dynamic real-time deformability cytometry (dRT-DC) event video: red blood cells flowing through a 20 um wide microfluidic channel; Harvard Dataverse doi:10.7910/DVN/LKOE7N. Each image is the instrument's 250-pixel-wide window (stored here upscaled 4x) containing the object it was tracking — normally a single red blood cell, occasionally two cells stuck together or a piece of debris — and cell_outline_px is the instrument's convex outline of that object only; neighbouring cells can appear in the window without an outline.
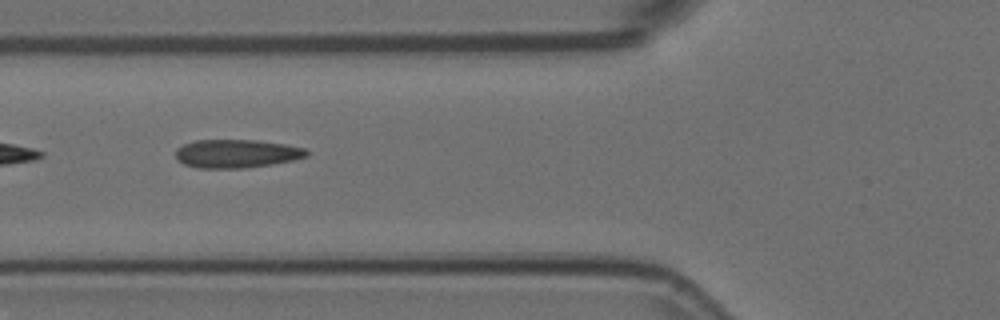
{"species": "Egyptian fruit bat (a non-hibernating species)", "species_latin": "Rousettus aegyptiacus", "temperature_condition": "room temperature", "stored_images_in_passage": 14, "camera_frame_rate_fps": 3000, "um_per_image_px": 0.085, "animal": {"sex": "female"}, "frame": {"image": 1, "passage_image": 5, "time_ms": 1.333, "image_size_px": [1000, 320], "cell_outline_px": [[308, 156], [292, 160], [272, 164], [244, 168], [196, 168], [184, 164], [176, 160], [176, 148], [184, 144], [196, 140], [256, 140], [284, 144], [304, 148], [308, 152]], "centroid_in_image_um": [20.07, 13.06], "position_along_channel_um": 105.7, "area_um2": 21.68}}
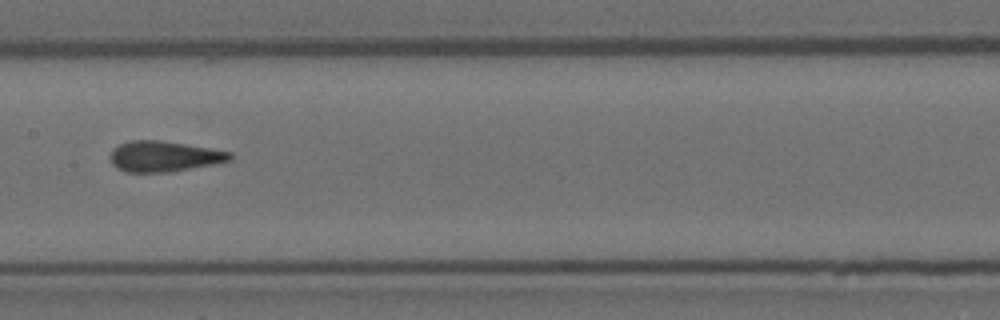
{"frame": {"image": 2, "passage_image": 7, "time_ms": 2.0, "image_size_px": [1000, 320], "cell_outline_px": [[232, 160], [212, 164], [168, 172], [128, 172], [116, 168], [112, 164], [108, 156], [112, 148], [120, 144], [132, 140], [160, 140], [232, 152]], "centroid_in_image_um": [13.88, 13.29], "position_along_channel_um": 193.5, "area_um2": 21.27}}
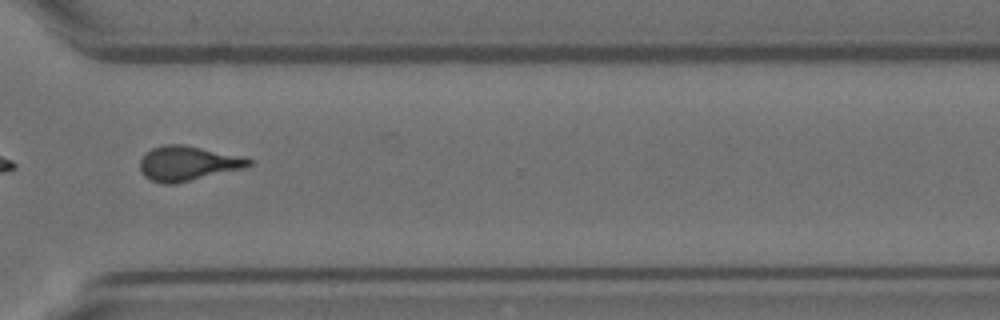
{"frame": {"image": 3, "passage_image": 11, "time_ms": 3.333, "image_size_px": [1000, 320], "cell_outline_px": [[252, 164], [244, 168], [172, 184], [164, 184], [152, 180], [144, 176], [140, 172], [140, 160], [152, 148], [164, 144], [184, 144], [252, 160]], "centroid_in_image_um": [15.89, 13.89], "position_along_channel_um": 354.7, "area_um2": 21.39}}